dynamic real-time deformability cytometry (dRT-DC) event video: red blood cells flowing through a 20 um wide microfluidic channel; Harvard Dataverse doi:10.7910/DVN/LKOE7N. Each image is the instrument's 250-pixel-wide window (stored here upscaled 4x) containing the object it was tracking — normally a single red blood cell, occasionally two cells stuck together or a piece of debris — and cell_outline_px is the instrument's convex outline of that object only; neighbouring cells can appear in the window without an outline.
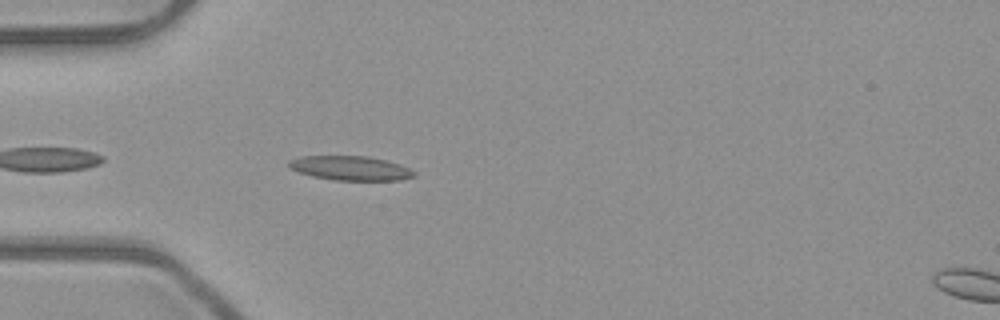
{"species": "common noctule bat (a hibernating species)", "species_latin": "Nyctalus noctula", "temperature_condition": "room temperature", "stored_images_in_passage": 25, "camera_frame_rate_fps": 3000, "um_per_image_px": 0.085, "animal": {"sex": "male", "body_mass_g": 23.1, "forearm_length_mm": 52.7}, "frame": {"image": 1, "passage_image": 3, "time_ms": 0.667, "image_size_px": [1000, 320], "cell_outline_px": [[416, 176], [400, 180], [336, 180], [312, 176], [288, 168], [288, 160], [300, 156], [368, 156], [400, 164], [416, 172]], "centroid_in_image_um": [29.77, 14.29], "position_along_channel_um": 55.2, "area_um2": 17.74}}
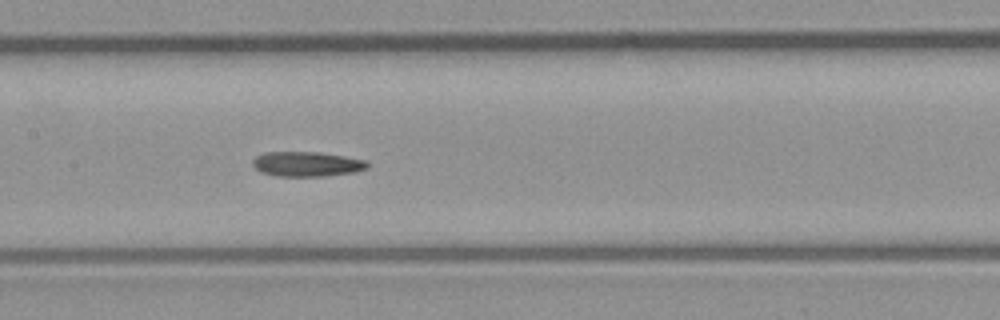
{"frame": {"image": 2, "passage_image": 13, "time_ms": 4.0, "image_size_px": [1000, 320], "cell_outline_px": [[368, 168], [352, 172], [324, 176], [276, 176], [260, 172], [252, 164], [252, 160], [256, 156], [264, 152], [320, 152], [368, 160]], "centroid_in_image_um": [26.07, 13.94], "position_along_channel_um": 181.3, "area_um2": 16.65}}
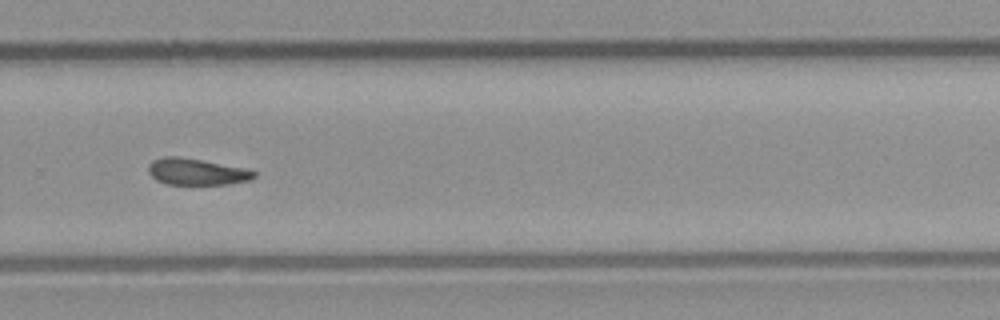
{"frame": {"image": 3, "passage_image": 23, "time_ms": 7.333, "image_size_px": [1000, 320], "cell_outline_px": [[256, 176], [248, 180], [228, 184], [168, 184], [156, 180], [148, 172], [148, 164], [152, 160], [164, 156], [180, 156], [244, 168], [256, 172]], "centroid_in_image_um": [16.66, 14.59], "position_along_channel_um": 313.1, "area_um2": 16.24}}